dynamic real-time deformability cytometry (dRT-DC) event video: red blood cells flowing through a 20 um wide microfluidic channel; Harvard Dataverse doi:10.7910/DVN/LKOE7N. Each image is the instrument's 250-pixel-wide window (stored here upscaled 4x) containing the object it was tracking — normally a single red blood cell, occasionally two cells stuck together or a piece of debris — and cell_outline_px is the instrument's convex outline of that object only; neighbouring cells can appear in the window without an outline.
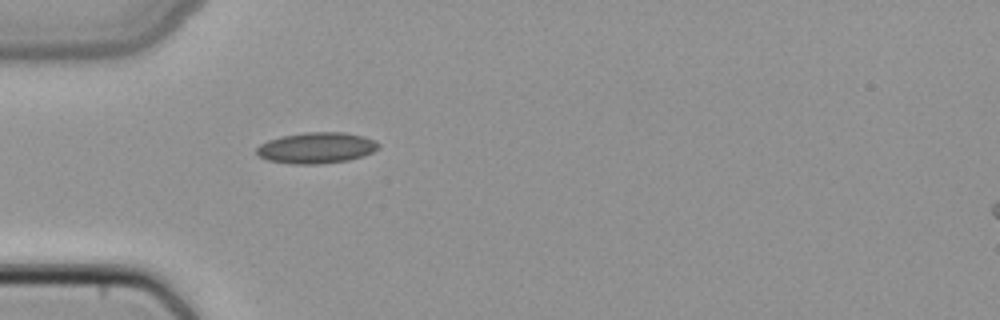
{"species": "common noctule bat (a hibernating species)", "species_latin": "Nyctalus noctula", "temperature_condition": "cold", "stored_images_in_passage": 1, "camera_frame_rate_fps": 3000, "um_per_image_px": 0.085, "animal": {"sex": "female", "body_mass_g": 22.7, "forearm_length_mm": 54.2}, "frame": {"image": 1, "passage_image": 1, "time_ms": 0.0, "image_size_px": [1000, 320], "cell_outline_px": [[380, 148], [364, 156], [348, 160], [320, 164], [292, 164], [268, 160], [256, 156], [256, 148], [260, 144], [268, 140], [280, 136], [304, 132], [344, 132], [364, 136], [376, 140], [380, 144]], "centroid_in_image_um": [26.9, 12.56], "position_along_channel_um": 58.1, "area_um2": 22.37}}